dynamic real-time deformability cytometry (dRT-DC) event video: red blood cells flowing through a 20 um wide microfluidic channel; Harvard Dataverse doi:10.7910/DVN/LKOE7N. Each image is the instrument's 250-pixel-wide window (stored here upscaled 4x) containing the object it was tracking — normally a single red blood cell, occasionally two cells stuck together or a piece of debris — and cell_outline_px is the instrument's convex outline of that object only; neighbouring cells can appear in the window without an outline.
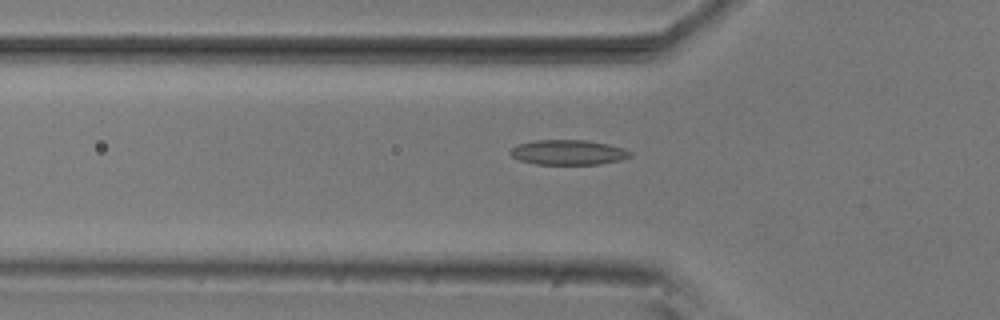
{"species": "common noctule bat (a hibernating species)", "species_latin": "Nyctalus noctula", "temperature_condition": "room temperature", "stored_images_in_passage": 6, "camera_frame_rate_fps": 3000, "um_per_image_px": 0.085, "animal": {"sex": "male", "body_mass_g": 20.5, "forearm_length_mm": 52.5}, "frame": {"image": 1, "passage_image": 6, "time_ms": 1.667, "image_size_px": [1000, 320], "cell_outline_px": [[632, 156], [620, 160], [600, 164], [536, 164], [520, 160], [512, 156], [508, 152], [516, 144], [536, 140], [584, 140], [608, 144], [624, 148], [632, 152]], "centroid_in_image_um": [48.3, 12.95], "position_along_channel_um": 77.5, "area_um2": 17.46}}